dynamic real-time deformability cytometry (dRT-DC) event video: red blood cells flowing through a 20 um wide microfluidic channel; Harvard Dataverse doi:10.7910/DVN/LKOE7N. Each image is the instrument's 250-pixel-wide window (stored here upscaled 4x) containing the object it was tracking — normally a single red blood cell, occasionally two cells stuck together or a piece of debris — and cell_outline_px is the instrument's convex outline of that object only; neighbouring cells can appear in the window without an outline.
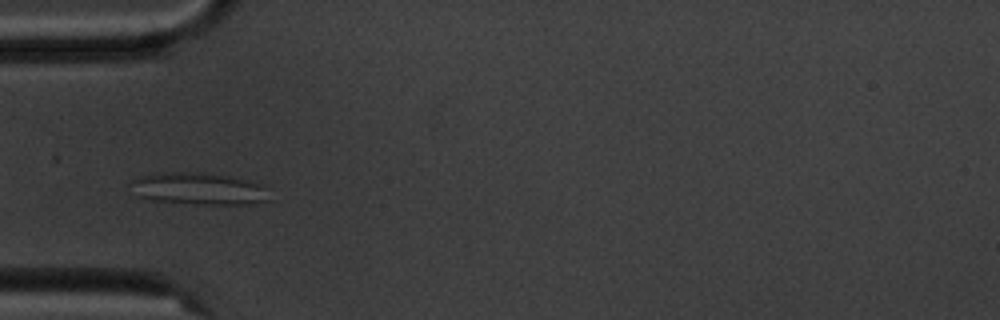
{"species": "common noctule bat (a hibernating species)", "species_latin": "Nyctalus noctula", "temperature_condition": "cold", "stored_images_in_passage": 7, "camera_frame_rate_fps": 3000, "um_per_image_px": 0.085, "animal": {"sex": "male", "body_mass_g": 20.1, "forearm_length_mm": 53.5}, "frame": {"image": 1, "passage_image": 5, "time_ms": 5.0, "image_size_px": [1000, 320], "cell_outline_px": [[268, 200], [248, 204], [204, 204], [152, 200], [140, 196], [132, 180], [140, 176], [152, 172], [212, 172], [244, 180], [256, 184], [264, 188]], "centroid_in_image_um": [16.87, 16.01], "position_along_channel_um": 68.1, "area_um2": 25.2}}
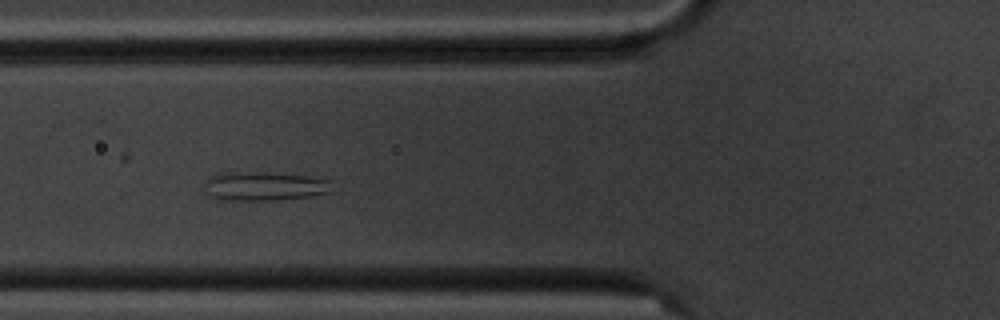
{"frame": {"image": 2, "passage_image": 6, "time_ms": 6.0, "image_size_px": [1000, 320], "cell_outline_px": [[332, 192], [308, 196], [276, 200], [224, 200], [212, 196], [208, 192], [204, 184], [212, 176], [240, 172], [264, 172], [304, 176], [332, 180]], "centroid_in_image_um": [22.55, 15.83], "position_along_channel_um": 103.3, "area_um2": 21.04}}